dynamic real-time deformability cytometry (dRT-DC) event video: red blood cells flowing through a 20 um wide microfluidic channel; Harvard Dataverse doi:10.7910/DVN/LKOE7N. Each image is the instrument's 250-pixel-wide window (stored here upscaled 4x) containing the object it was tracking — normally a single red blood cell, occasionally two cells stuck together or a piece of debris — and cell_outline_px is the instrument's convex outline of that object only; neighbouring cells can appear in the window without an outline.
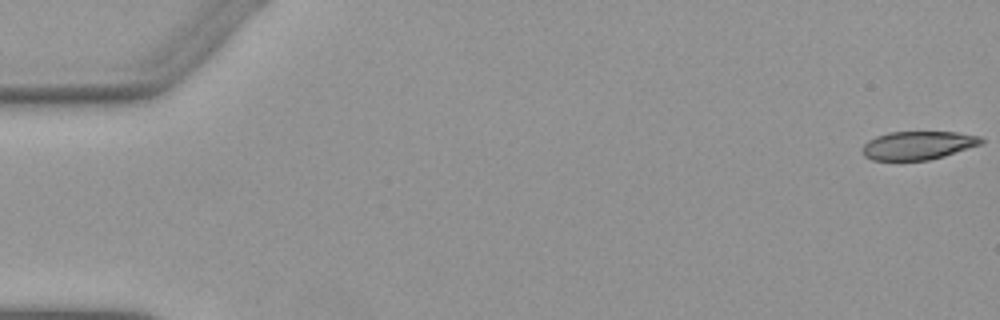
{"species": "Egyptian fruit bat (a non-hibernating species)", "species_latin": "Rousettus aegyptiacus", "temperature_condition": "warm", "stored_images_in_passage": 24, "camera_frame_rate_fps": 3000, "um_per_image_px": 0.085, "animal": {"sex": "female"}, "frame": {"image": 1, "passage_image": 1, "time_ms": 0.0, "image_size_px": [1000, 320], "cell_outline_px": [[984, 144], [944, 156], [928, 160], [872, 160], [864, 156], [860, 148], [868, 140], [876, 136], [888, 132], [956, 132], [980, 136], [984, 140]], "centroid_in_image_um": [78.03, 12.35], "position_along_channel_um": 7.0, "area_um2": 19.88}}
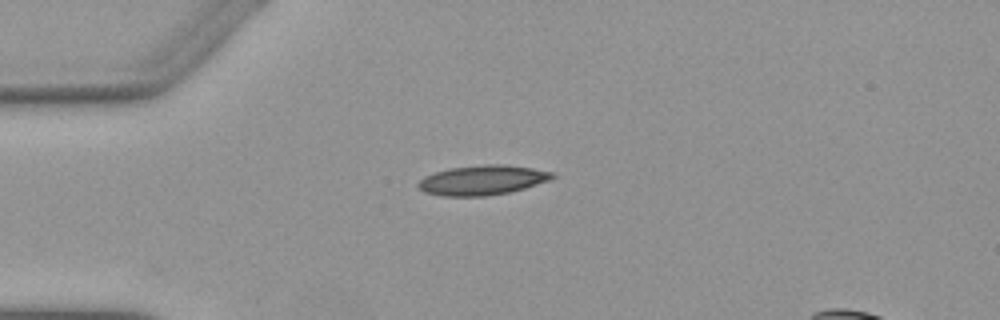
{"frame": {"image": 2, "passage_image": 14, "time_ms": 4.333, "image_size_px": [1000, 320], "cell_outline_px": [[556, 176], [548, 180], [524, 188], [508, 192], [484, 196], [440, 196], [424, 192], [416, 184], [424, 176], [448, 168], [484, 164], [504, 164], [532, 168], [556, 172]], "centroid_in_image_um": [40.99, 15.3], "position_along_channel_um": 44.0, "area_um2": 23.24}}
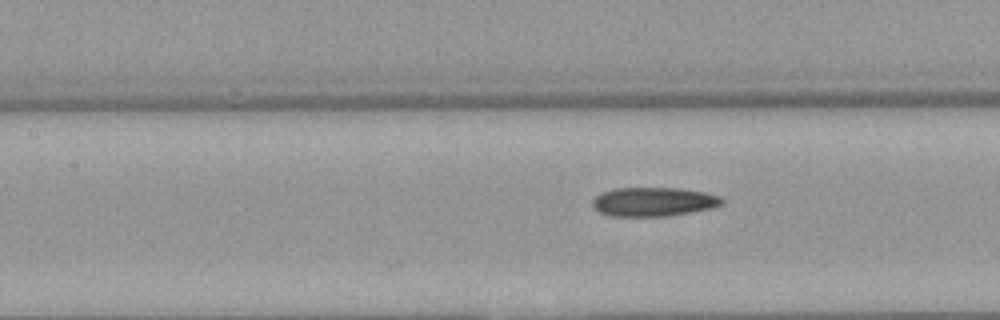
{"frame": {"image": 3, "passage_image": 24, "time_ms": 7.667, "image_size_px": [1000, 320], "cell_outline_px": [[724, 204], [712, 208], [692, 212], [668, 216], [612, 216], [600, 212], [592, 208], [592, 200], [600, 192], [616, 188], [680, 188], [704, 192], [720, 196], [724, 200]], "centroid_in_image_um": [55.55, 17.15], "position_along_channel_um": 151.8, "area_um2": 22.08}}